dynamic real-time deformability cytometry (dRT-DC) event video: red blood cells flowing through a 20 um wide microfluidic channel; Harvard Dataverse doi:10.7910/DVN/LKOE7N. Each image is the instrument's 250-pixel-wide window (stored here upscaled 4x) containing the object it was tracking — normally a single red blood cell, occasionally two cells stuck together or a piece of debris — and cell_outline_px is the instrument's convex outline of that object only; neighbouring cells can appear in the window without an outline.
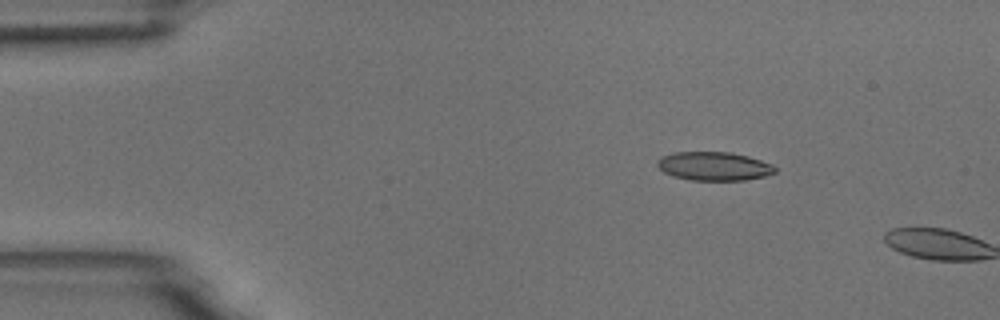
{"species": "common noctule bat (a hibernating species)", "species_latin": "Nyctalus noctula", "temperature_condition": "room temperature", "stored_images_in_passage": 2, "camera_frame_rate_fps": 3000, "um_per_image_px": 0.085, "animal": {"sex": "male", "body_mass_g": 18.8}, "frame": {"image": 1, "passage_image": 1, "time_ms": 0.0, "image_size_px": [1000, 320], "cell_outline_px": [[776, 172], [764, 176], [744, 180], [692, 180], [672, 176], [664, 172], [656, 164], [656, 160], [672, 152], [732, 152], [748, 156], [772, 164], [776, 168]], "centroid_in_image_um": [60.68, 14.12], "position_along_channel_um": 24.3, "area_um2": 19.65}}